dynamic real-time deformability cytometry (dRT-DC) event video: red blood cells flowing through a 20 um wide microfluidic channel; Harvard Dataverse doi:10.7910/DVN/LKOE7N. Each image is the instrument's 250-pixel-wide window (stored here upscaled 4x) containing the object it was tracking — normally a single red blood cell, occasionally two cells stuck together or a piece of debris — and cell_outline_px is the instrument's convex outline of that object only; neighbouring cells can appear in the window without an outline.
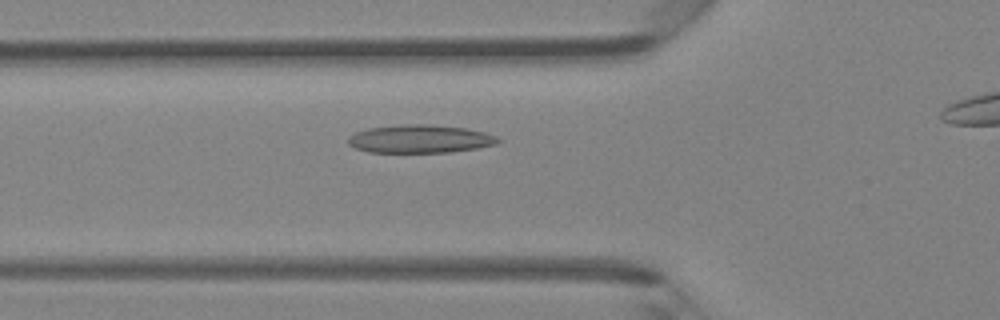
{"species": "Egyptian fruit bat (a non-hibernating species)", "species_latin": "Rousettus aegyptiacus", "temperature_condition": "room temperature", "stored_images_in_passage": 41, "camera_frame_rate_fps": 3000, "um_per_image_px": 0.085, "animal": {"sex": "female"}, "frame": {"image": 1, "passage_image": 16, "time_ms": 5.0, "image_size_px": [1000, 320], "cell_outline_px": [[500, 140], [496, 144], [476, 148], [448, 152], [368, 152], [356, 148], [348, 144], [348, 136], [356, 132], [368, 128], [400, 124], [428, 124], [464, 128], [484, 132], [496, 136]], "centroid_in_image_um": [35.66, 11.8], "position_along_channel_um": 90.1, "area_um2": 24.45}}
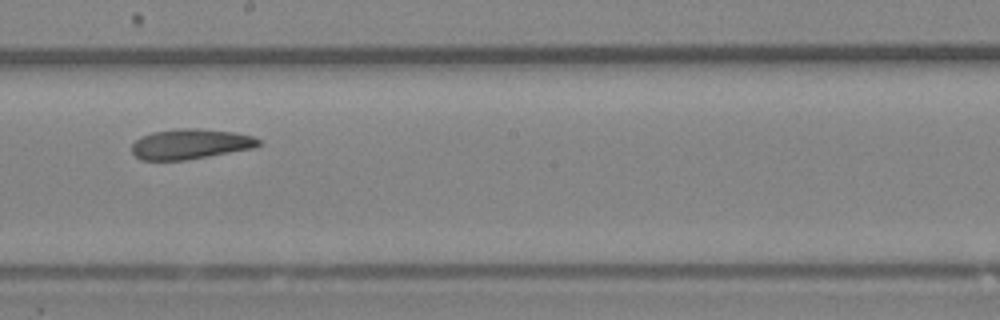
{"frame": {"image": 2, "passage_image": 26, "time_ms": 8.333, "image_size_px": [1000, 320], "cell_outline_px": [[260, 144], [256, 148], [184, 160], [140, 160], [132, 152], [132, 144], [140, 136], [152, 132], [176, 128], [196, 128], [232, 132], [252, 136], [260, 140]], "centroid_in_image_um": [16.16, 12.24], "position_along_channel_um": 232.0, "area_um2": 22.31}}
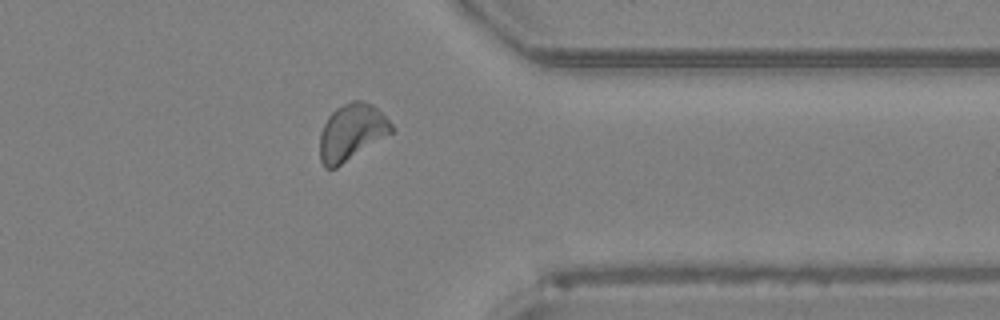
{"frame": {"image": 3, "passage_image": 37, "time_ms": 12.0, "image_size_px": [1000, 320], "cell_outline_px": [[392, 132], [336, 168], [324, 168], [320, 160], [320, 132], [328, 116], [336, 108], [352, 100], [360, 100], [372, 104], [392, 124]], "centroid_in_image_um": [29.85, 11.24], "position_along_channel_um": 381.6, "area_um2": 23.24}, "authors_computed_cell_mechanics": {"area_um2": 23.2356, "velocity_mm_per_s": 4.2773, "shape_relaxation_time_tau1_ms": null, "shape_relaxation_time_tau2_ms": 4.0596, "deformation_change_tau1": null, "deformation_change_tau2": 0.1111}}